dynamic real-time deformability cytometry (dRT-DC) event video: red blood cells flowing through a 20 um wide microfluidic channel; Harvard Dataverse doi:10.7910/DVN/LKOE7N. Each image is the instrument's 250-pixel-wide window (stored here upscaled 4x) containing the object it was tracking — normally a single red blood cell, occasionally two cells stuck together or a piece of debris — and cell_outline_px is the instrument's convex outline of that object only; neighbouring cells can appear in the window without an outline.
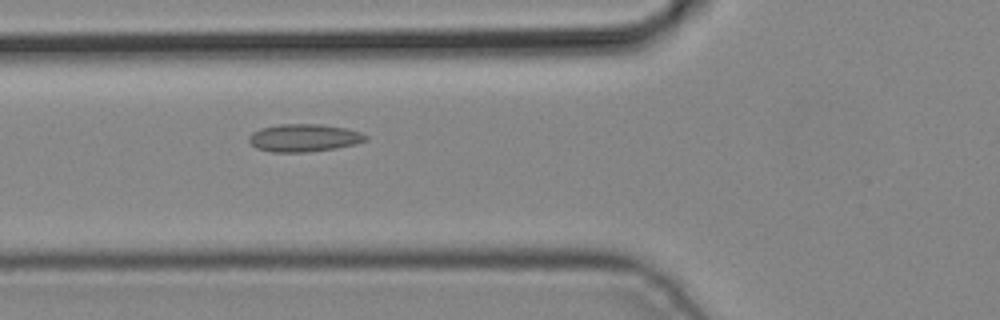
{"species": "common noctule bat (a hibernating species)", "species_latin": "Nyctalus noctula", "temperature_condition": "cold", "stored_images_in_passage": 6, "camera_frame_rate_fps": 3000, "um_per_image_px": 0.085, "animal": {"sex": "male", "body_mass_g": 19.2, "forearm_length_mm": 51.8}, "frame": {"image": 1, "passage_image": 6, "time_ms": 1.667, "image_size_px": [1000, 320], "cell_outline_px": [[368, 140], [356, 144], [336, 148], [308, 152], [272, 152], [256, 148], [248, 140], [248, 136], [252, 132], [260, 128], [280, 124], [320, 124], [348, 128], [360, 132], [368, 136]], "centroid_in_image_um": [25.85, 11.71], "position_along_channel_um": 100.0, "area_um2": 19.02}}